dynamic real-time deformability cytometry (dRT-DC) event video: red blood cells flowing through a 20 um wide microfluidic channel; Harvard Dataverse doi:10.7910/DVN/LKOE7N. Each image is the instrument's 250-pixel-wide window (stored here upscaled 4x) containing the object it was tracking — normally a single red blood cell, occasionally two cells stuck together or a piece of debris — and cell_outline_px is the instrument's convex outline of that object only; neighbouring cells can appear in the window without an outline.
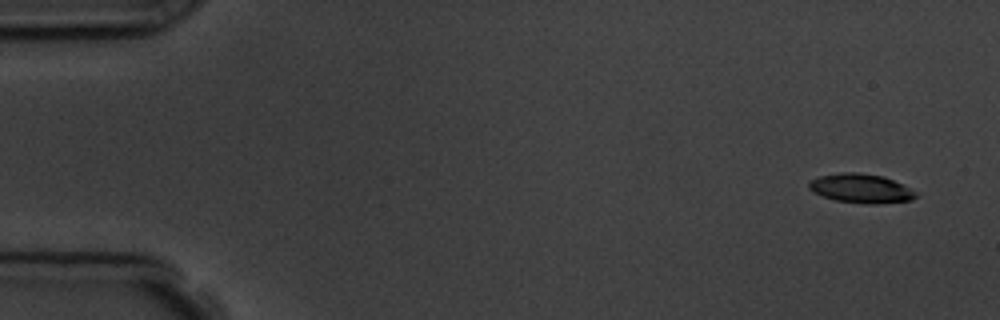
{"species": "common noctule bat (a hibernating species)", "species_latin": "Nyctalus noctula", "temperature_condition": "room temperature", "stored_images_in_passage": 4, "camera_frame_rate_fps": 3000, "um_per_image_px": 0.085, "animal": {"sex": "male", "body_mass_g": 19.5, "forearm_length_mm": 54.6}, "frame": {"image": 1, "passage_image": 1, "time_ms": 0.0, "image_size_px": [1000, 320], "cell_outline_px": [[916, 196], [912, 200], [876, 204], [872, 204], [836, 200], [824, 196], [808, 188], [808, 180], [820, 176], [840, 172], [860, 172], [884, 176], [916, 192]], "centroid_in_image_um": [73.16, 16.0], "position_along_channel_um": 11.8, "area_um2": 17.92}}